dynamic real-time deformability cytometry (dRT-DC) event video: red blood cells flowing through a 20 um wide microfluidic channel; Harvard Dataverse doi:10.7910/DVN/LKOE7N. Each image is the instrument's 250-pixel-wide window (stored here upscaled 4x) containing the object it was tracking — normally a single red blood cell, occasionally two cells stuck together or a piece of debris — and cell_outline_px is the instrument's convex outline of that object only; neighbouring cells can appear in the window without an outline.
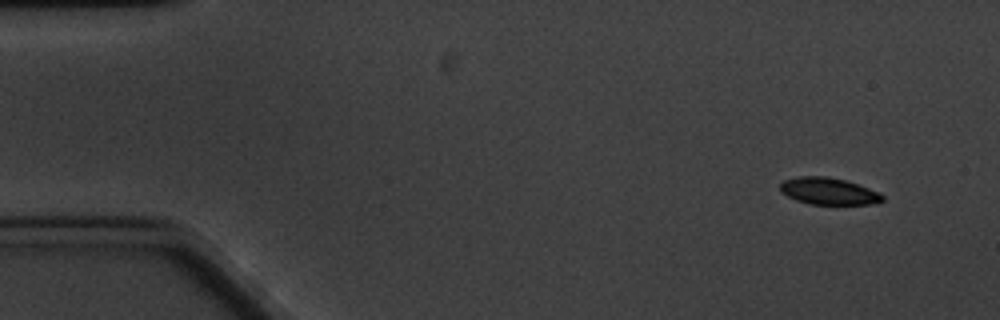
{"species": "common noctule bat (a hibernating species)", "species_latin": "Nyctalus noctula", "temperature_condition": "cold", "stored_images_in_passage": 7, "camera_frame_rate_fps": 3000, "um_per_image_px": 0.085, "animal": {"sex": "male", "body_mass_g": 20.1, "forearm_length_mm": 53.5}, "frame": {"image": 1, "passage_image": 1, "time_ms": 0.0, "image_size_px": [1000, 320], "cell_outline_px": [[884, 200], [872, 204], [808, 204], [796, 200], [780, 192], [780, 184], [784, 180], [796, 176], [824, 176], [844, 180], [880, 192], [884, 196]], "centroid_in_image_um": [70.4, 16.25], "position_along_channel_um": 14.6, "area_um2": 16.01}}
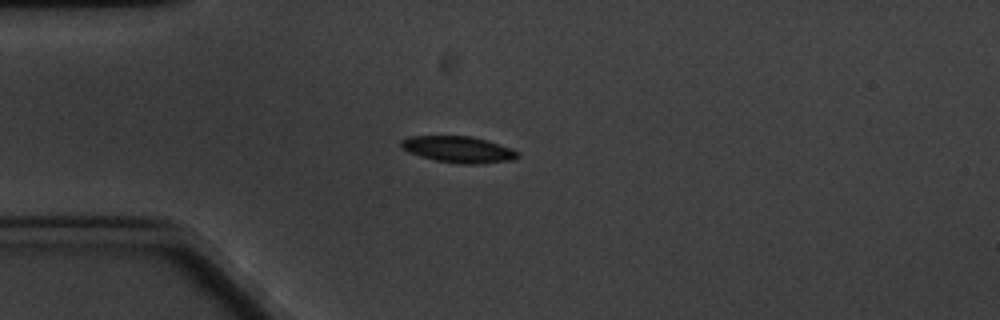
{"frame": {"image": 2, "passage_image": 4, "time_ms": 3.667, "image_size_px": [1000, 320], "cell_outline_px": [[520, 156], [512, 160], [472, 164], [464, 164], [436, 160], [420, 156], [408, 152], [400, 144], [400, 140], [408, 136], [472, 136], [488, 140], [512, 148]], "centroid_in_image_um": [38.96, 12.68], "position_along_channel_um": 46.0, "area_um2": 17.8}}